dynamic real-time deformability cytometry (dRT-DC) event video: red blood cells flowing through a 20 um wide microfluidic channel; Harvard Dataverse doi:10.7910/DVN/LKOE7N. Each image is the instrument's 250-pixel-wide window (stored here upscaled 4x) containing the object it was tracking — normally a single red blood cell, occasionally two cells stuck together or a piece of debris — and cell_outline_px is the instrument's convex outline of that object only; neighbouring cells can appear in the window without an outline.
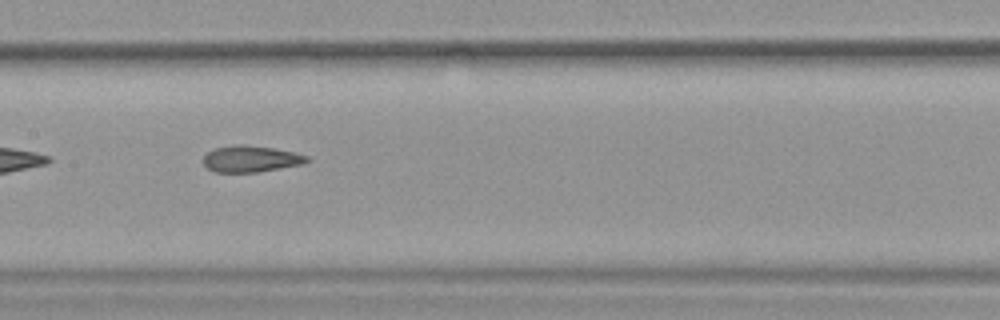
{"species": "common noctule bat (a hibernating species)", "species_latin": "Nyctalus noctula", "temperature_condition": "warm", "stored_images_in_passage": 37, "camera_frame_rate_fps": 3000, "um_per_image_px": 0.085, "animal": {"sex": "female", "body_mass_g": 19.9}, "frame": {"image": 1, "passage_image": 11, "time_ms": 3.333, "image_size_px": [1000, 320], "cell_outline_px": [[312, 160], [304, 164], [256, 172], [216, 172], [208, 168], [204, 164], [204, 156], [208, 152], [216, 148], [232, 144], [244, 144], [272, 148], [296, 152], [308, 156]], "centroid_in_image_um": [21.37, 13.49], "position_along_channel_um": 186.0, "area_um2": 16.01}, "authors_computed_cell_mechanics": {"area_um2": 16.762, "velocity_mm_per_s": 3.8041, "shape_relaxation_time_tau1_ms": null, "shape_relaxation_time_tau2_ms": 2.508, "deformation_change_tau1": null, "deformation_change_tau2": 0.0969}}